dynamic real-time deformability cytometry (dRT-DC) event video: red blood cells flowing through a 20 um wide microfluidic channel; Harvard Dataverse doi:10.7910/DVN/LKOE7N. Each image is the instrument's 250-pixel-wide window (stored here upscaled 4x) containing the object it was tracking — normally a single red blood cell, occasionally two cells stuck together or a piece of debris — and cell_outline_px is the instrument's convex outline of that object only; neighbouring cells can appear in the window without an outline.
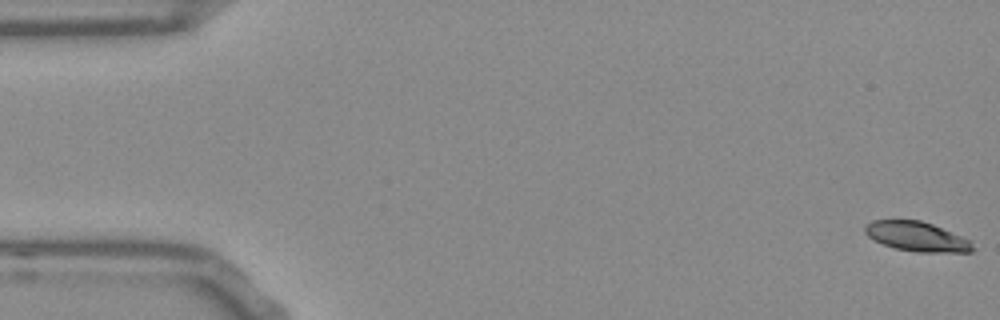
{"species": "Egyptian fruit bat (a non-hibernating species)", "species_latin": "Rousettus aegyptiacus", "temperature_condition": "room temperature", "stored_images_in_passage": 54, "camera_frame_rate_fps": 3000, "um_per_image_px": 0.085, "frame": {"image": 1, "passage_image": 1, "time_ms": 0.0, "image_size_px": [1000, 320], "cell_outline_px": [[976, 248], [972, 252], [916, 252], [896, 248], [884, 244], [868, 236], [864, 232], [864, 224], [872, 220], [920, 220], [932, 224], [972, 240]], "centroid_in_image_um": [77.97, 20.1], "position_along_channel_um": 7.0, "area_um2": 18.67}}
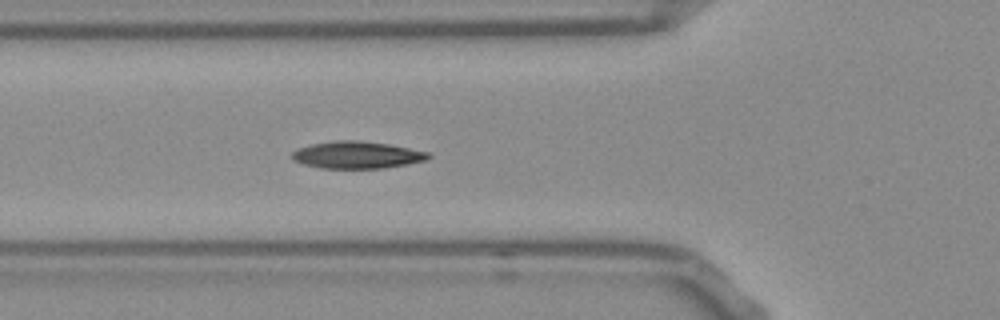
{"frame": {"image": 2, "passage_image": 19, "time_ms": 6.0, "image_size_px": [1000, 320], "cell_outline_px": [[432, 156], [424, 160], [408, 164], [380, 168], [320, 168], [304, 164], [292, 160], [292, 152], [296, 148], [312, 144], [336, 140], [360, 140], [388, 144], [428, 152]], "centroid_in_image_um": [30.3, 13.16], "position_along_channel_um": 95.5, "area_um2": 21.44}}
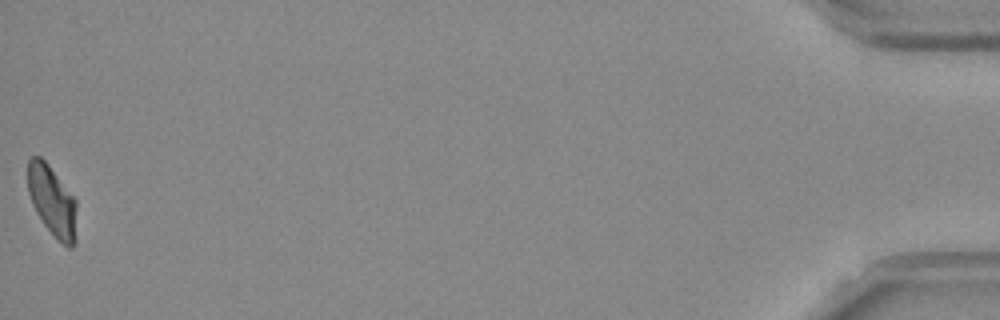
{"frame": {"image": 3, "passage_image": 54, "time_ms": 17.667, "image_size_px": [1000, 320], "cell_outline_px": [[76, 240], [72, 248], [68, 248], [44, 224], [36, 212], [32, 204], [28, 192], [28, 160], [32, 156], [40, 156], [48, 164], [76, 200]], "centroid_in_image_um": [4.44, 17.07], "position_along_channel_um": 430.8, "area_um2": 19.83}, "authors_computed_cell_mechanics": {"area_um2": 20.4612, "velocity_mm_per_s": 3.7576, "shape_relaxation_time_tau1_ms": 11.1506, "shape_relaxation_time_tau2_ms": 8.126, "deformation_change_tau1": 0.2378, "deformation_change_tau2": 0.1226}}